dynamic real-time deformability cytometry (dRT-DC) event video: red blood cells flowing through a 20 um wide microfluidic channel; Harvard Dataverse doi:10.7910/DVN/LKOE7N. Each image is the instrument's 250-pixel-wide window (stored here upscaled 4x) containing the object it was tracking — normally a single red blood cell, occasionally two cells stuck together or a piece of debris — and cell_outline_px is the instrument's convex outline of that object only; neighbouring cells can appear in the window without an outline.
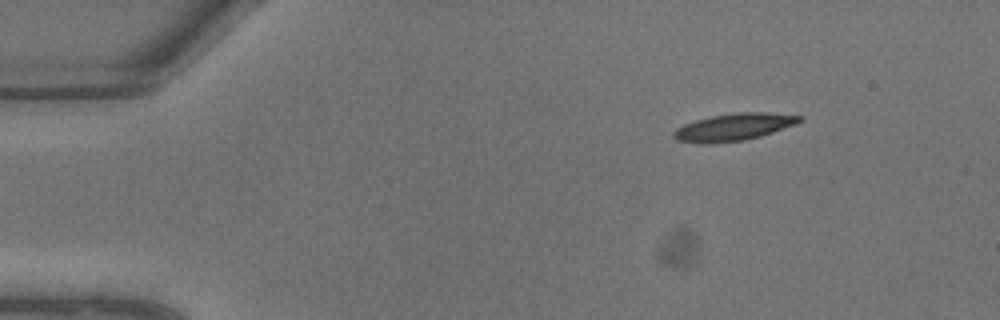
{"species": "common noctule bat (a hibernating species)", "species_latin": "Nyctalus noctula", "temperature_condition": "warm", "stored_images_in_passage": 6, "camera_frame_rate_fps": 3000, "um_per_image_px": 0.085, "animal": {"sex": "male", "body_mass_g": 13.3}, "frame": {"image": 1, "passage_image": 1, "time_ms": 0.0, "image_size_px": [1000, 320], "cell_outline_px": [[804, 120], [796, 124], [760, 136], [744, 140], [712, 144], [700, 144], [676, 140], [672, 136], [672, 132], [676, 128], [684, 124], [696, 120], [712, 116], [740, 112], [764, 112], [804, 116]], "centroid_in_image_um": [62.35, 10.81], "position_along_channel_um": 22.6, "area_um2": 20.06}}
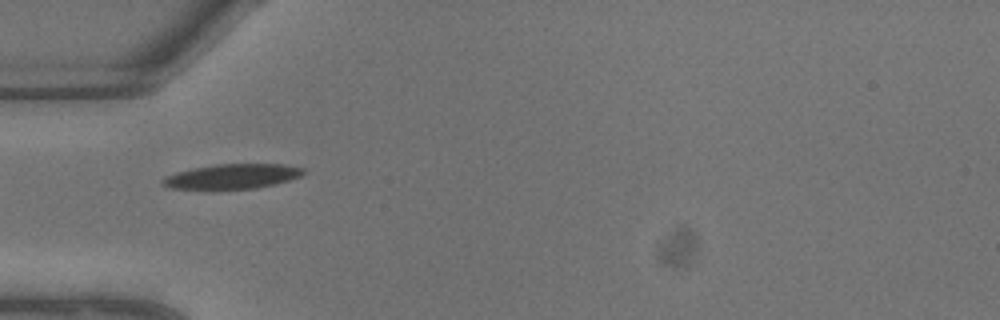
{"frame": {"image": 2, "passage_image": 5, "time_ms": 1.333, "image_size_px": [1000, 320], "cell_outline_px": [[308, 172], [300, 176], [276, 184], [256, 188], [168, 188], [160, 184], [160, 180], [176, 172], [192, 168], [216, 164], [284, 164], [304, 168]], "centroid_in_image_um": [19.77, 14.97], "position_along_channel_um": 65.2, "area_um2": 20.17}}